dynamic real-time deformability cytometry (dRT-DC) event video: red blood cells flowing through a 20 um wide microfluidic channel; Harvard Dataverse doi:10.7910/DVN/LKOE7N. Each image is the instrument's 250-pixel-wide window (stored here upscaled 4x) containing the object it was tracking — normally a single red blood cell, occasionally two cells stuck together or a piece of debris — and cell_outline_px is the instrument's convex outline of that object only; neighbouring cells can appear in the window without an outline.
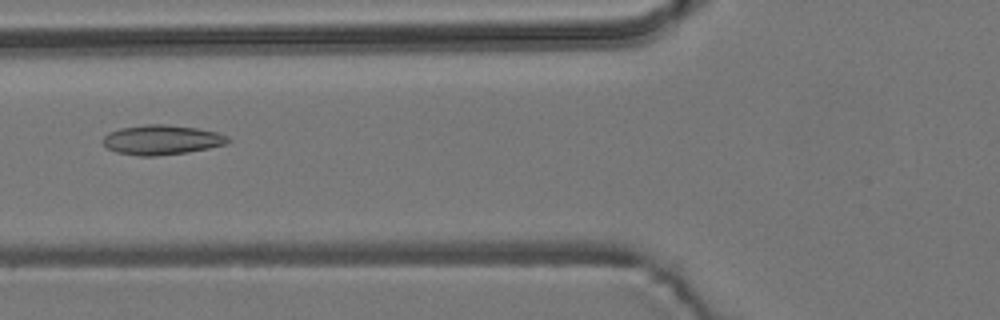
{"species": "common noctule bat (a hibernating species)", "species_latin": "Nyctalus noctula", "temperature_condition": "room temperature", "stored_images_in_passage": 5, "camera_frame_rate_fps": 3000, "um_per_image_px": 0.085, "animal": {"sex": "male", "body_mass_g": 19.2, "forearm_length_mm": 51.8}, "frame": {"image": 1, "passage_image": 5, "time_ms": 4.667, "image_size_px": [1000, 320], "cell_outline_px": [[232, 140], [228, 144], [188, 152], [156, 156], [140, 156], [116, 152], [108, 148], [100, 140], [108, 132], [120, 128], [144, 124], [168, 124], [196, 128], [216, 132], [228, 136]], "centroid_in_image_um": [13.74, 11.88], "position_along_channel_um": 112.1, "area_um2": 21.85}}